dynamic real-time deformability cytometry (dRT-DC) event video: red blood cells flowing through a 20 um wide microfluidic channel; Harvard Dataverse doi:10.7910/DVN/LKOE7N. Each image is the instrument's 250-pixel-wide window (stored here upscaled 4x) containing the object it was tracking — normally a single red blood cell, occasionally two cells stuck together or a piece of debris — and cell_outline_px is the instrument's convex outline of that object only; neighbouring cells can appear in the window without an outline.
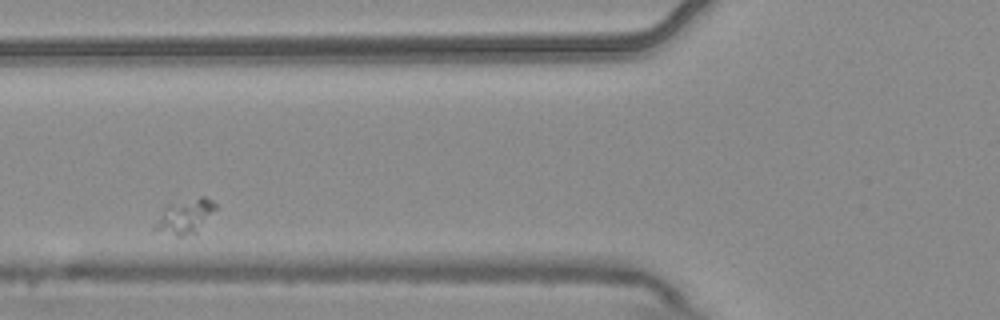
{"species": "common noctule bat (a hibernating species)", "species_latin": "Nyctalus noctula", "temperature_condition": "warm", "stored_images_in_passage": 4, "camera_frame_rate_fps": 3000, "um_per_image_px": 0.085, "animal": {"sex": "male", "body_mass_g": 20.4}, "frame": {"image": 1, "passage_image": 2, "time_ms": 0.333, "image_size_px": [1000, 320], "cell_outline_px": [[220, 208], [196, 232], [184, 236], [176, 236], [152, 232], [152, 228], [164, 208], [168, 204], [200, 196], [204, 196], [212, 200]], "centroid_in_image_um": [15.74, 18.4], "position_along_channel_um": 110.1, "area_um2": 12.66}}